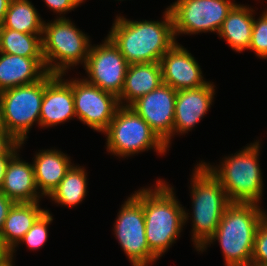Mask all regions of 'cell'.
Instances as JSON below:
<instances>
[{"mask_svg": "<svg viewBox=\"0 0 267 266\" xmlns=\"http://www.w3.org/2000/svg\"><path fill=\"white\" fill-rule=\"evenodd\" d=\"M11 0H0V27L2 26Z\"/></svg>", "mask_w": 267, "mask_h": 266, "instance_id": "cell-33", "label": "cell"}, {"mask_svg": "<svg viewBox=\"0 0 267 266\" xmlns=\"http://www.w3.org/2000/svg\"><path fill=\"white\" fill-rule=\"evenodd\" d=\"M53 221L52 214L49 210H45L34 222L32 227L19 241V243L9 252V255L14 258V253L17 251L15 248L22 242L30 248V250H37L43 247L48 239V226Z\"/></svg>", "mask_w": 267, "mask_h": 266, "instance_id": "cell-26", "label": "cell"}, {"mask_svg": "<svg viewBox=\"0 0 267 266\" xmlns=\"http://www.w3.org/2000/svg\"><path fill=\"white\" fill-rule=\"evenodd\" d=\"M255 10L251 6L235 4L228 13L218 32L232 50L242 52L249 50L252 36Z\"/></svg>", "mask_w": 267, "mask_h": 266, "instance_id": "cell-21", "label": "cell"}, {"mask_svg": "<svg viewBox=\"0 0 267 266\" xmlns=\"http://www.w3.org/2000/svg\"><path fill=\"white\" fill-rule=\"evenodd\" d=\"M214 86L209 81L199 88L177 91L173 136L188 133L204 118L216 94Z\"/></svg>", "mask_w": 267, "mask_h": 266, "instance_id": "cell-16", "label": "cell"}, {"mask_svg": "<svg viewBox=\"0 0 267 266\" xmlns=\"http://www.w3.org/2000/svg\"><path fill=\"white\" fill-rule=\"evenodd\" d=\"M39 151L32 162L35 183L40 194L48 197L65 177L73 163L70 161V156L60 150Z\"/></svg>", "mask_w": 267, "mask_h": 266, "instance_id": "cell-19", "label": "cell"}, {"mask_svg": "<svg viewBox=\"0 0 267 266\" xmlns=\"http://www.w3.org/2000/svg\"><path fill=\"white\" fill-rule=\"evenodd\" d=\"M0 128H3V124H2V102H1V96H0Z\"/></svg>", "mask_w": 267, "mask_h": 266, "instance_id": "cell-36", "label": "cell"}, {"mask_svg": "<svg viewBox=\"0 0 267 266\" xmlns=\"http://www.w3.org/2000/svg\"><path fill=\"white\" fill-rule=\"evenodd\" d=\"M249 50L254 51L257 57L267 59V10L258 19L254 15Z\"/></svg>", "mask_w": 267, "mask_h": 266, "instance_id": "cell-27", "label": "cell"}, {"mask_svg": "<svg viewBox=\"0 0 267 266\" xmlns=\"http://www.w3.org/2000/svg\"><path fill=\"white\" fill-rule=\"evenodd\" d=\"M0 28L28 34H43L44 20L29 0H11Z\"/></svg>", "mask_w": 267, "mask_h": 266, "instance_id": "cell-24", "label": "cell"}, {"mask_svg": "<svg viewBox=\"0 0 267 266\" xmlns=\"http://www.w3.org/2000/svg\"><path fill=\"white\" fill-rule=\"evenodd\" d=\"M44 2L49 7L48 9L59 15L65 14L80 6L76 0H44Z\"/></svg>", "mask_w": 267, "mask_h": 266, "instance_id": "cell-30", "label": "cell"}, {"mask_svg": "<svg viewBox=\"0 0 267 266\" xmlns=\"http://www.w3.org/2000/svg\"><path fill=\"white\" fill-rule=\"evenodd\" d=\"M256 203H231L209 241L199 250L218 240L225 266H251L254 238L267 213Z\"/></svg>", "mask_w": 267, "mask_h": 266, "instance_id": "cell-3", "label": "cell"}, {"mask_svg": "<svg viewBox=\"0 0 267 266\" xmlns=\"http://www.w3.org/2000/svg\"><path fill=\"white\" fill-rule=\"evenodd\" d=\"M163 14V21H133L120 15L114 19L107 36L129 64L160 62L177 42L169 8Z\"/></svg>", "mask_w": 267, "mask_h": 266, "instance_id": "cell-2", "label": "cell"}, {"mask_svg": "<svg viewBox=\"0 0 267 266\" xmlns=\"http://www.w3.org/2000/svg\"><path fill=\"white\" fill-rule=\"evenodd\" d=\"M76 117L72 79L47 73L44 76V96L40 111V126L52 127Z\"/></svg>", "mask_w": 267, "mask_h": 266, "instance_id": "cell-14", "label": "cell"}, {"mask_svg": "<svg viewBox=\"0 0 267 266\" xmlns=\"http://www.w3.org/2000/svg\"><path fill=\"white\" fill-rule=\"evenodd\" d=\"M40 202L15 203L9 210L0 233L3 246L10 252L45 211Z\"/></svg>", "mask_w": 267, "mask_h": 266, "instance_id": "cell-22", "label": "cell"}, {"mask_svg": "<svg viewBox=\"0 0 267 266\" xmlns=\"http://www.w3.org/2000/svg\"><path fill=\"white\" fill-rule=\"evenodd\" d=\"M191 176L192 241L199 251L213 236L222 215L231 204L220 181L202 163Z\"/></svg>", "mask_w": 267, "mask_h": 266, "instance_id": "cell-4", "label": "cell"}, {"mask_svg": "<svg viewBox=\"0 0 267 266\" xmlns=\"http://www.w3.org/2000/svg\"><path fill=\"white\" fill-rule=\"evenodd\" d=\"M160 64L162 83L177 91L199 88L209 82L204 80L195 57L177 42L162 56Z\"/></svg>", "mask_w": 267, "mask_h": 266, "instance_id": "cell-15", "label": "cell"}, {"mask_svg": "<svg viewBox=\"0 0 267 266\" xmlns=\"http://www.w3.org/2000/svg\"><path fill=\"white\" fill-rule=\"evenodd\" d=\"M259 151V140H256L234 155L225 157L218 166L202 162L220 181L231 203L261 202L264 184Z\"/></svg>", "mask_w": 267, "mask_h": 266, "instance_id": "cell-5", "label": "cell"}, {"mask_svg": "<svg viewBox=\"0 0 267 266\" xmlns=\"http://www.w3.org/2000/svg\"><path fill=\"white\" fill-rule=\"evenodd\" d=\"M17 151L9 160L0 192L15 203L40 202L32 163L21 160Z\"/></svg>", "mask_w": 267, "mask_h": 266, "instance_id": "cell-17", "label": "cell"}, {"mask_svg": "<svg viewBox=\"0 0 267 266\" xmlns=\"http://www.w3.org/2000/svg\"><path fill=\"white\" fill-rule=\"evenodd\" d=\"M14 204V201L7 198L4 194L0 192V233L4 225V221L9 213V210Z\"/></svg>", "mask_w": 267, "mask_h": 266, "instance_id": "cell-31", "label": "cell"}, {"mask_svg": "<svg viewBox=\"0 0 267 266\" xmlns=\"http://www.w3.org/2000/svg\"><path fill=\"white\" fill-rule=\"evenodd\" d=\"M13 262V257L9 255L0 263V266H14L15 264H13Z\"/></svg>", "mask_w": 267, "mask_h": 266, "instance_id": "cell-35", "label": "cell"}, {"mask_svg": "<svg viewBox=\"0 0 267 266\" xmlns=\"http://www.w3.org/2000/svg\"><path fill=\"white\" fill-rule=\"evenodd\" d=\"M89 38L63 15L44 21L42 56L48 73L65 76L69 68L85 65L92 45Z\"/></svg>", "mask_w": 267, "mask_h": 266, "instance_id": "cell-6", "label": "cell"}, {"mask_svg": "<svg viewBox=\"0 0 267 266\" xmlns=\"http://www.w3.org/2000/svg\"><path fill=\"white\" fill-rule=\"evenodd\" d=\"M3 128L23 145L34 123L40 126L44 77L34 83L0 92Z\"/></svg>", "mask_w": 267, "mask_h": 266, "instance_id": "cell-8", "label": "cell"}, {"mask_svg": "<svg viewBox=\"0 0 267 266\" xmlns=\"http://www.w3.org/2000/svg\"><path fill=\"white\" fill-rule=\"evenodd\" d=\"M42 36L43 34H28L0 28V52L26 58H43Z\"/></svg>", "mask_w": 267, "mask_h": 266, "instance_id": "cell-25", "label": "cell"}, {"mask_svg": "<svg viewBox=\"0 0 267 266\" xmlns=\"http://www.w3.org/2000/svg\"><path fill=\"white\" fill-rule=\"evenodd\" d=\"M176 95L177 90L162 83L130 105L168 148L173 137Z\"/></svg>", "mask_w": 267, "mask_h": 266, "instance_id": "cell-13", "label": "cell"}, {"mask_svg": "<svg viewBox=\"0 0 267 266\" xmlns=\"http://www.w3.org/2000/svg\"><path fill=\"white\" fill-rule=\"evenodd\" d=\"M160 84H162L160 62L129 64L123 89L118 96L119 104L130 106L138 98L155 90Z\"/></svg>", "mask_w": 267, "mask_h": 266, "instance_id": "cell-20", "label": "cell"}, {"mask_svg": "<svg viewBox=\"0 0 267 266\" xmlns=\"http://www.w3.org/2000/svg\"><path fill=\"white\" fill-rule=\"evenodd\" d=\"M173 190L166 181L158 179L154 189L148 187L134 191L143 204L145 237L149 249L158 258L175 243L190 217Z\"/></svg>", "mask_w": 267, "mask_h": 266, "instance_id": "cell-1", "label": "cell"}, {"mask_svg": "<svg viewBox=\"0 0 267 266\" xmlns=\"http://www.w3.org/2000/svg\"><path fill=\"white\" fill-rule=\"evenodd\" d=\"M83 67L87 82L117 97L121 94L129 63L108 36L102 44L91 45Z\"/></svg>", "mask_w": 267, "mask_h": 266, "instance_id": "cell-11", "label": "cell"}, {"mask_svg": "<svg viewBox=\"0 0 267 266\" xmlns=\"http://www.w3.org/2000/svg\"><path fill=\"white\" fill-rule=\"evenodd\" d=\"M80 5L84 2V0H76Z\"/></svg>", "mask_w": 267, "mask_h": 266, "instance_id": "cell-37", "label": "cell"}, {"mask_svg": "<svg viewBox=\"0 0 267 266\" xmlns=\"http://www.w3.org/2000/svg\"><path fill=\"white\" fill-rule=\"evenodd\" d=\"M113 230L132 266H149L159 259L149 249L143 204L134 194L121 205Z\"/></svg>", "mask_w": 267, "mask_h": 266, "instance_id": "cell-10", "label": "cell"}, {"mask_svg": "<svg viewBox=\"0 0 267 266\" xmlns=\"http://www.w3.org/2000/svg\"><path fill=\"white\" fill-rule=\"evenodd\" d=\"M22 145L4 128H0V156H13Z\"/></svg>", "mask_w": 267, "mask_h": 266, "instance_id": "cell-29", "label": "cell"}, {"mask_svg": "<svg viewBox=\"0 0 267 266\" xmlns=\"http://www.w3.org/2000/svg\"><path fill=\"white\" fill-rule=\"evenodd\" d=\"M72 90L76 118L93 130L103 133L120 106L118 97L83 78H72Z\"/></svg>", "mask_w": 267, "mask_h": 266, "instance_id": "cell-12", "label": "cell"}, {"mask_svg": "<svg viewBox=\"0 0 267 266\" xmlns=\"http://www.w3.org/2000/svg\"><path fill=\"white\" fill-rule=\"evenodd\" d=\"M251 266H267V215L255 233Z\"/></svg>", "mask_w": 267, "mask_h": 266, "instance_id": "cell-28", "label": "cell"}, {"mask_svg": "<svg viewBox=\"0 0 267 266\" xmlns=\"http://www.w3.org/2000/svg\"><path fill=\"white\" fill-rule=\"evenodd\" d=\"M48 71L43 58L0 52V92L41 80Z\"/></svg>", "mask_w": 267, "mask_h": 266, "instance_id": "cell-18", "label": "cell"}, {"mask_svg": "<svg viewBox=\"0 0 267 266\" xmlns=\"http://www.w3.org/2000/svg\"><path fill=\"white\" fill-rule=\"evenodd\" d=\"M87 176L83 166L73 164L48 198L65 207L73 208L79 205L88 192Z\"/></svg>", "mask_w": 267, "mask_h": 266, "instance_id": "cell-23", "label": "cell"}, {"mask_svg": "<svg viewBox=\"0 0 267 266\" xmlns=\"http://www.w3.org/2000/svg\"><path fill=\"white\" fill-rule=\"evenodd\" d=\"M9 256V251L3 246L0 240V263Z\"/></svg>", "mask_w": 267, "mask_h": 266, "instance_id": "cell-34", "label": "cell"}, {"mask_svg": "<svg viewBox=\"0 0 267 266\" xmlns=\"http://www.w3.org/2000/svg\"><path fill=\"white\" fill-rule=\"evenodd\" d=\"M12 156H0V187L3 183L7 164Z\"/></svg>", "mask_w": 267, "mask_h": 266, "instance_id": "cell-32", "label": "cell"}, {"mask_svg": "<svg viewBox=\"0 0 267 266\" xmlns=\"http://www.w3.org/2000/svg\"><path fill=\"white\" fill-rule=\"evenodd\" d=\"M231 0H177L168 6L175 38L181 34L219 32L223 21L236 4Z\"/></svg>", "mask_w": 267, "mask_h": 266, "instance_id": "cell-9", "label": "cell"}, {"mask_svg": "<svg viewBox=\"0 0 267 266\" xmlns=\"http://www.w3.org/2000/svg\"><path fill=\"white\" fill-rule=\"evenodd\" d=\"M103 133L107 136V151L114 156L126 158L153 148L164 155L169 150L148 123L130 106L120 105Z\"/></svg>", "mask_w": 267, "mask_h": 266, "instance_id": "cell-7", "label": "cell"}]
</instances>
